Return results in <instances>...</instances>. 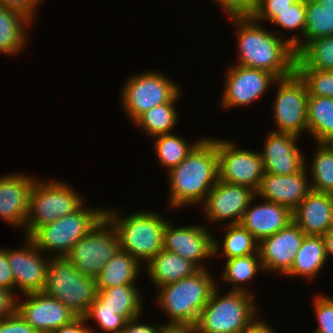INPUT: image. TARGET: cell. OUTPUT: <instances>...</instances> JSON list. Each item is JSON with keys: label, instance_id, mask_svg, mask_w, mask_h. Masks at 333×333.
<instances>
[{"label": "cell", "instance_id": "cell-43", "mask_svg": "<svg viewBox=\"0 0 333 333\" xmlns=\"http://www.w3.org/2000/svg\"><path fill=\"white\" fill-rule=\"evenodd\" d=\"M41 3L42 0H0V7L16 10L34 23L38 5Z\"/></svg>", "mask_w": 333, "mask_h": 333}, {"label": "cell", "instance_id": "cell-12", "mask_svg": "<svg viewBox=\"0 0 333 333\" xmlns=\"http://www.w3.org/2000/svg\"><path fill=\"white\" fill-rule=\"evenodd\" d=\"M233 142L216 138L219 180L257 191L265 172L260 151L242 149Z\"/></svg>", "mask_w": 333, "mask_h": 333}, {"label": "cell", "instance_id": "cell-48", "mask_svg": "<svg viewBox=\"0 0 333 333\" xmlns=\"http://www.w3.org/2000/svg\"><path fill=\"white\" fill-rule=\"evenodd\" d=\"M258 7V0H232V16H248Z\"/></svg>", "mask_w": 333, "mask_h": 333}, {"label": "cell", "instance_id": "cell-2", "mask_svg": "<svg viewBox=\"0 0 333 333\" xmlns=\"http://www.w3.org/2000/svg\"><path fill=\"white\" fill-rule=\"evenodd\" d=\"M168 207L181 208L205 202L219 180L216 139L204 137L180 164L167 172Z\"/></svg>", "mask_w": 333, "mask_h": 333}, {"label": "cell", "instance_id": "cell-50", "mask_svg": "<svg viewBox=\"0 0 333 333\" xmlns=\"http://www.w3.org/2000/svg\"><path fill=\"white\" fill-rule=\"evenodd\" d=\"M244 333H277L273 330L272 326L259 317L247 328Z\"/></svg>", "mask_w": 333, "mask_h": 333}, {"label": "cell", "instance_id": "cell-21", "mask_svg": "<svg viewBox=\"0 0 333 333\" xmlns=\"http://www.w3.org/2000/svg\"><path fill=\"white\" fill-rule=\"evenodd\" d=\"M306 166L289 175L264 172L256 196L269 202L283 205L293 211L311 191Z\"/></svg>", "mask_w": 333, "mask_h": 333}, {"label": "cell", "instance_id": "cell-32", "mask_svg": "<svg viewBox=\"0 0 333 333\" xmlns=\"http://www.w3.org/2000/svg\"><path fill=\"white\" fill-rule=\"evenodd\" d=\"M264 272L259 254H250L243 257L226 259L223 268L222 281L233 285L231 291H242L253 294L247 288L248 282L256 277L258 272ZM246 283V284H245ZM245 284V285H244Z\"/></svg>", "mask_w": 333, "mask_h": 333}, {"label": "cell", "instance_id": "cell-23", "mask_svg": "<svg viewBox=\"0 0 333 333\" xmlns=\"http://www.w3.org/2000/svg\"><path fill=\"white\" fill-rule=\"evenodd\" d=\"M292 216L306 235H324L333 229V194L311 190L292 211Z\"/></svg>", "mask_w": 333, "mask_h": 333}, {"label": "cell", "instance_id": "cell-15", "mask_svg": "<svg viewBox=\"0 0 333 333\" xmlns=\"http://www.w3.org/2000/svg\"><path fill=\"white\" fill-rule=\"evenodd\" d=\"M255 196L256 191L250 187L218 180L205 202L201 203V209L212 225L228 220L226 224H238Z\"/></svg>", "mask_w": 333, "mask_h": 333}, {"label": "cell", "instance_id": "cell-17", "mask_svg": "<svg viewBox=\"0 0 333 333\" xmlns=\"http://www.w3.org/2000/svg\"><path fill=\"white\" fill-rule=\"evenodd\" d=\"M25 301L16 296V311L38 333H51L70 323L77 316L62 302L44 292L23 294Z\"/></svg>", "mask_w": 333, "mask_h": 333}, {"label": "cell", "instance_id": "cell-18", "mask_svg": "<svg viewBox=\"0 0 333 333\" xmlns=\"http://www.w3.org/2000/svg\"><path fill=\"white\" fill-rule=\"evenodd\" d=\"M306 234L292 221L287 227L259 242L264 272L285 276L291 269Z\"/></svg>", "mask_w": 333, "mask_h": 333}, {"label": "cell", "instance_id": "cell-53", "mask_svg": "<svg viewBox=\"0 0 333 333\" xmlns=\"http://www.w3.org/2000/svg\"><path fill=\"white\" fill-rule=\"evenodd\" d=\"M314 1L324 6L325 9L333 12V0H314Z\"/></svg>", "mask_w": 333, "mask_h": 333}, {"label": "cell", "instance_id": "cell-4", "mask_svg": "<svg viewBox=\"0 0 333 333\" xmlns=\"http://www.w3.org/2000/svg\"><path fill=\"white\" fill-rule=\"evenodd\" d=\"M213 277L209 269L205 268L192 276L158 287L156 302L169 318L167 323L195 325L218 286Z\"/></svg>", "mask_w": 333, "mask_h": 333}, {"label": "cell", "instance_id": "cell-45", "mask_svg": "<svg viewBox=\"0 0 333 333\" xmlns=\"http://www.w3.org/2000/svg\"><path fill=\"white\" fill-rule=\"evenodd\" d=\"M139 317L130 319L121 333H160L162 324H147L139 321Z\"/></svg>", "mask_w": 333, "mask_h": 333}, {"label": "cell", "instance_id": "cell-6", "mask_svg": "<svg viewBox=\"0 0 333 333\" xmlns=\"http://www.w3.org/2000/svg\"><path fill=\"white\" fill-rule=\"evenodd\" d=\"M42 292L58 299L77 317H83L98 290L96 278L80 273L67 257L50 256Z\"/></svg>", "mask_w": 333, "mask_h": 333}, {"label": "cell", "instance_id": "cell-30", "mask_svg": "<svg viewBox=\"0 0 333 333\" xmlns=\"http://www.w3.org/2000/svg\"><path fill=\"white\" fill-rule=\"evenodd\" d=\"M180 92L172 101L143 113L133 124L139 126L148 136L154 138L159 135L171 134L178 124L179 113L176 102L181 98Z\"/></svg>", "mask_w": 333, "mask_h": 333}, {"label": "cell", "instance_id": "cell-8", "mask_svg": "<svg viewBox=\"0 0 333 333\" xmlns=\"http://www.w3.org/2000/svg\"><path fill=\"white\" fill-rule=\"evenodd\" d=\"M102 207L87 208L83 204L75 212L38 228L29 238L44 254L52 252V257H66L72 247L105 216V208Z\"/></svg>", "mask_w": 333, "mask_h": 333}, {"label": "cell", "instance_id": "cell-37", "mask_svg": "<svg viewBox=\"0 0 333 333\" xmlns=\"http://www.w3.org/2000/svg\"><path fill=\"white\" fill-rule=\"evenodd\" d=\"M271 24L289 32L292 30L300 32L295 34L296 36L291 35V37L289 36L286 39L293 47L295 54H297L302 49V39L306 24V0H297L287 10L278 13V17Z\"/></svg>", "mask_w": 333, "mask_h": 333}, {"label": "cell", "instance_id": "cell-5", "mask_svg": "<svg viewBox=\"0 0 333 333\" xmlns=\"http://www.w3.org/2000/svg\"><path fill=\"white\" fill-rule=\"evenodd\" d=\"M217 286L195 324L197 333H244L259 316L254 294L227 291Z\"/></svg>", "mask_w": 333, "mask_h": 333}, {"label": "cell", "instance_id": "cell-3", "mask_svg": "<svg viewBox=\"0 0 333 333\" xmlns=\"http://www.w3.org/2000/svg\"><path fill=\"white\" fill-rule=\"evenodd\" d=\"M105 217L118 233L121 250L142 265L163 249V231L168 219L159 216L158 212L134 211L123 217L116 209L105 208Z\"/></svg>", "mask_w": 333, "mask_h": 333}, {"label": "cell", "instance_id": "cell-41", "mask_svg": "<svg viewBox=\"0 0 333 333\" xmlns=\"http://www.w3.org/2000/svg\"><path fill=\"white\" fill-rule=\"evenodd\" d=\"M297 0H262L259 6L250 15L255 21L272 23L278 13L287 10Z\"/></svg>", "mask_w": 333, "mask_h": 333}, {"label": "cell", "instance_id": "cell-36", "mask_svg": "<svg viewBox=\"0 0 333 333\" xmlns=\"http://www.w3.org/2000/svg\"><path fill=\"white\" fill-rule=\"evenodd\" d=\"M333 35V12L314 0H306V24L302 48L316 38Z\"/></svg>", "mask_w": 333, "mask_h": 333}, {"label": "cell", "instance_id": "cell-35", "mask_svg": "<svg viewBox=\"0 0 333 333\" xmlns=\"http://www.w3.org/2000/svg\"><path fill=\"white\" fill-rule=\"evenodd\" d=\"M316 144L312 163L306 166L311 176L309 180H312L311 190L333 194V150L324 142H316Z\"/></svg>", "mask_w": 333, "mask_h": 333}, {"label": "cell", "instance_id": "cell-33", "mask_svg": "<svg viewBox=\"0 0 333 333\" xmlns=\"http://www.w3.org/2000/svg\"><path fill=\"white\" fill-rule=\"evenodd\" d=\"M202 139L203 137L190 144L174 133L156 136L153 138V147L157 161L169 172L178 166Z\"/></svg>", "mask_w": 333, "mask_h": 333}, {"label": "cell", "instance_id": "cell-34", "mask_svg": "<svg viewBox=\"0 0 333 333\" xmlns=\"http://www.w3.org/2000/svg\"><path fill=\"white\" fill-rule=\"evenodd\" d=\"M295 69L333 71V35L308 42L296 54Z\"/></svg>", "mask_w": 333, "mask_h": 333}, {"label": "cell", "instance_id": "cell-25", "mask_svg": "<svg viewBox=\"0 0 333 333\" xmlns=\"http://www.w3.org/2000/svg\"><path fill=\"white\" fill-rule=\"evenodd\" d=\"M328 260L322 236L306 235L286 276L316 279Z\"/></svg>", "mask_w": 333, "mask_h": 333}, {"label": "cell", "instance_id": "cell-24", "mask_svg": "<svg viewBox=\"0 0 333 333\" xmlns=\"http://www.w3.org/2000/svg\"><path fill=\"white\" fill-rule=\"evenodd\" d=\"M145 266L148 278L156 288L192 276L200 270L192 261L164 249L159 251Z\"/></svg>", "mask_w": 333, "mask_h": 333}, {"label": "cell", "instance_id": "cell-16", "mask_svg": "<svg viewBox=\"0 0 333 333\" xmlns=\"http://www.w3.org/2000/svg\"><path fill=\"white\" fill-rule=\"evenodd\" d=\"M23 248L7 249V260L13 271L15 289L23 295L42 292L49 257L40 251L29 237H24ZM26 245V246H25Z\"/></svg>", "mask_w": 333, "mask_h": 333}, {"label": "cell", "instance_id": "cell-54", "mask_svg": "<svg viewBox=\"0 0 333 333\" xmlns=\"http://www.w3.org/2000/svg\"><path fill=\"white\" fill-rule=\"evenodd\" d=\"M324 143L327 144L333 150V135L330 138H328Z\"/></svg>", "mask_w": 333, "mask_h": 333}, {"label": "cell", "instance_id": "cell-47", "mask_svg": "<svg viewBox=\"0 0 333 333\" xmlns=\"http://www.w3.org/2000/svg\"><path fill=\"white\" fill-rule=\"evenodd\" d=\"M16 309V297L0 288V320L11 315Z\"/></svg>", "mask_w": 333, "mask_h": 333}, {"label": "cell", "instance_id": "cell-39", "mask_svg": "<svg viewBox=\"0 0 333 333\" xmlns=\"http://www.w3.org/2000/svg\"><path fill=\"white\" fill-rule=\"evenodd\" d=\"M83 317L87 323L94 320L103 333H121L128 322L124 316L110 309H101V301L97 297Z\"/></svg>", "mask_w": 333, "mask_h": 333}, {"label": "cell", "instance_id": "cell-51", "mask_svg": "<svg viewBox=\"0 0 333 333\" xmlns=\"http://www.w3.org/2000/svg\"><path fill=\"white\" fill-rule=\"evenodd\" d=\"M324 246L326 250L327 259L333 257V229L322 235Z\"/></svg>", "mask_w": 333, "mask_h": 333}, {"label": "cell", "instance_id": "cell-29", "mask_svg": "<svg viewBox=\"0 0 333 333\" xmlns=\"http://www.w3.org/2000/svg\"><path fill=\"white\" fill-rule=\"evenodd\" d=\"M223 227L222 231L224 229L226 232H224L222 244L214 239V257L220 256L224 257L223 259H232L250 254H259V242L240 223L226 224Z\"/></svg>", "mask_w": 333, "mask_h": 333}, {"label": "cell", "instance_id": "cell-31", "mask_svg": "<svg viewBox=\"0 0 333 333\" xmlns=\"http://www.w3.org/2000/svg\"><path fill=\"white\" fill-rule=\"evenodd\" d=\"M307 133L315 142H325L333 135V98L308 96Z\"/></svg>", "mask_w": 333, "mask_h": 333}, {"label": "cell", "instance_id": "cell-14", "mask_svg": "<svg viewBox=\"0 0 333 333\" xmlns=\"http://www.w3.org/2000/svg\"><path fill=\"white\" fill-rule=\"evenodd\" d=\"M209 231L211 230L201 223L176 227L171 220H167L163 231V249L205 269L207 266L203 265V260L214 256L215 236Z\"/></svg>", "mask_w": 333, "mask_h": 333}, {"label": "cell", "instance_id": "cell-19", "mask_svg": "<svg viewBox=\"0 0 333 333\" xmlns=\"http://www.w3.org/2000/svg\"><path fill=\"white\" fill-rule=\"evenodd\" d=\"M299 137L289 132L269 131L260 152L264 171L281 175L301 171L307 165V157L299 149Z\"/></svg>", "mask_w": 333, "mask_h": 333}, {"label": "cell", "instance_id": "cell-28", "mask_svg": "<svg viewBox=\"0 0 333 333\" xmlns=\"http://www.w3.org/2000/svg\"><path fill=\"white\" fill-rule=\"evenodd\" d=\"M142 264L128 252L119 250L96 277L97 290L136 284Z\"/></svg>", "mask_w": 333, "mask_h": 333}, {"label": "cell", "instance_id": "cell-26", "mask_svg": "<svg viewBox=\"0 0 333 333\" xmlns=\"http://www.w3.org/2000/svg\"><path fill=\"white\" fill-rule=\"evenodd\" d=\"M136 284H127L106 288L97 292L101 309H110L127 320L142 316L143 298Z\"/></svg>", "mask_w": 333, "mask_h": 333}, {"label": "cell", "instance_id": "cell-11", "mask_svg": "<svg viewBox=\"0 0 333 333\" xmlns=\"http://www.w3.org/2000/svg\"><path fill=\"white\" fill-rule=\"evenodd\" d=\"M276 85L277 94L272 107L276 129L273 131L298 136L302 132L307 133L308 92L305 83L294 72L289 77L278 79Z\"/></svg>", "mask_w": 333, "mask_h": 333}, {"label": "cell", "instance_id": "cell-46", "mask_svg": "<svg viewBox=\"0 0 333 333\" xmlns=\"http://www.w3.org/2000/svg\"><path fill=\"white\" fill-rule=\"evenodd\" d=\"M51 333H96V330L87 326L84 317H76L70 323L53 330Z\"/></svg>", "mask_w": 333, "mask_h": 333}, {"label": "cell", "instance_id": "cell-38", "mask_svg": "<svg viewBox=\"0 0 333 333\" xmlns=\"http://www.w3.org/2000/svg\"><path fill=\"white\" fill-rule=\"evenodd\" d=\"M307 87L308 96L333 98V71L318 69H295Z\"/></svg>", "mask_w": 333, "mask_h": 333}, {"label": "cell", "instance_id": "cell-13", "mask_svg": "<svg viewBox=\"0 0 333 333\" xmlns=\"http://www.w3.org/2000/svg\"><path fill=\"white\" fill-rule=\"evenodd\" d=\"M226 74L221 96V105L224 109L250 105L260 99L278 80L270 72L237 64L229 66Z\"/></svg>", "mask_w": 333, "mask_h": 333}, {"label": "cell", "instance_id": "cell-42", "mask_svg": "<svg viewBox=\"0 0 333 333\" xmlns=\"http://www.w3.org/2000/svg\"><path fill=\"white\" fill-rule=\"evenodd\" d=\"M0 333H38L15 310L11 315L0 320Z\"/></svg>", "mask_w": 333, "mask_h": 333}, {"label": "cell", "instance_id": "cell-7", "mask_svg": "<svg viewBox=\"0 0 333 333\" xmlns=\"http://www.w3.org/2000/svg\"><path fill=\"white\" fill-rule=\"evenodd\" d=\"M83 200L80 193L64 181L37 179L30 193L24 237H30L38 228L75 212L83 205Z\"/></svg>", "mask_w": 333, "mask_h": 333}, {"label": "cell", "instance_id": "cell-10", "mask_svg": "<svg viewBox=\"0 0 333 333\" xmlns=\"http://www.w3.org/2000/svg\"><path fill=\"white\" fill-rule=\"evenodd\" d=\"M120 249L118 233L104 216L72 247L66 257L80 273L96 278Z\"/></svg>", "mask_w": 333, "mask_h": 333}, {"label": "cell", "instance_id": "cell-22", "mask_svg": "<svg viewBox=\"0 0 333 333\" xmlns=\"http://www.w3.org/2000/svg\"><path fill=\"white\" fill-rule=\"evenodd\" d=\"M257 198L255 196L245 210L240 224L260 242L287 227L293 221V216L289 208L263 199L252 205Z\"/></svg>", "mask_w": 333, "mask_h": 333}, {"label": "cell", "instance_id": "cell-44", "mask_svg": "<svg viewBox=\"0 0 333 333\" xmlns=\"http://www.w3.org/2000/svg\"><path fill=\"white\" fill-rule=\"evenodd\" d=\"M0 288L9 291L16 296L15 279L13 271L7 260V247L0 248Z\"/></svg>", "mask_w": 333, "mask_h": 333}, {"label": "cell", "instance_id": "cell-1", "mask_svg": "<svg viewBox=\"0 0 333 333\" xmlns=\"http://www.w3.org/2000/svg\"><path fill=\"white\" fill-rule=\"evenodd\" d=\"M228 18L232 20L231 25H234L237 33L238 57L233 64L264 70L278 79L294 73L296 54L279 31L274 33L264 29L250 15Z\"/></svg>", "mask_w": 333, "mask_h": 333}, {"label": "cell", "instance_id": "cell-52", "mask_svg": "<svg viewBox=\"0 0 333 333\" xmlns=\"http://www.w3.org/2000/svg\"><path fill=\"white\" fill-rule=\"evenodd\" d=\"M215 3L218 4L228 16H232V0H215Z\"/></svg>", "mask_w": 333, "mask_h": 333}, {"label": "cell", "instance_id": "cell-40", "mask_svg": "<svg viewBox=\"0 0 333 333\" xmlns=\"http://www.w3.org/2000/svg\"><path fill=\"white\" fill-rule=\"evenodd\" d=\"M312 303L318 323L314 333H333V298L318 294Z\"/></svg>", "mask_w": 333, "mask_h": 333}, {"label": "cell", "instance_id": "cell-9", "mask_svg": "<svg viewBox=\"0 0 333 333\" xmlns=\"http://www.w3.org/2000/svg\"><path fill=\"white\" fill-rule=\"evenodd\" d=\"M123 85L120 93L123 113L133 123L146 111L169 103L182 91L177 83L158 70L136 73Z\"/></svg>", "mask_w": 333, "mask_h": 333}, {"label": "cell", "instance_id": "cell-27", "mask_svg": "<svg viewBox=\"0 0 333 333\" xmlns=\"http://www.w3.org/2000/svg\"><path fill=\"white\" fill-rule=\"evenodd\" d=\"M32 21L20 12L0 7V54L18 55L27 43ZM27 30V31H26Z\"/></svg>", "mask_w": 333, "mask_h": 333}, {"label": "cell", "instance_id": "cell-20", "mask_svg": "<svg viewBox=\"0 0 333 333\" xmlns=\"http://www.w3.org/2000/svg\"><path fill=\"white\" fill-rule=\"evenodd\" d=\"M32 176L21 172L0 176V219L21 230L27 221L30 193L37 180Z\"/></svg>", "mask_w": 333, "mask_h": 333}, {"label": "cell", "instance_id": "cell-49", "mask_svg": "<svg viewBox=\"0 0 333 333\" xmlns=\"http://www.w3.org/2000/svg\"><path fill=\"white\" fill-rule=\"evenodd\" d=\"M160 333H197V330L193 324L165 323Z\"/></svg>", "mask_w": 333, "mask_h": 333}]
</instances>
